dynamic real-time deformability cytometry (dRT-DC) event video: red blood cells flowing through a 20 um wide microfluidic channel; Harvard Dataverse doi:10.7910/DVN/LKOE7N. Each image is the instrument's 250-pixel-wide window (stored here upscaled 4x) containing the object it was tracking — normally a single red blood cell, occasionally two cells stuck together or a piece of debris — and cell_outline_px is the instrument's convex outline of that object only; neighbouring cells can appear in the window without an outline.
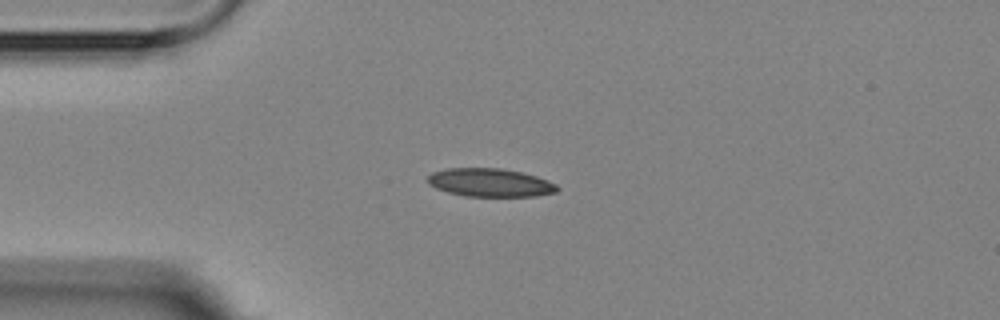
{"species": "Egyptian fruit bat (a non-hibernating species)", "species_latin": "Rousettus aegyptiacus", "temperature_condition": "room temperature", "stored_images_in_passage": 3, "camera_frame_rate_fps": 3000, "um_per_image_px": 0.085, "animal": {"sex": "female"}, "frame": {"image": 1, "passage_image": 3, "time_ms": 2.333, "image_size_px": [1000, 320], "cell_outline_px": [[560, 188], [556, 192], [536, 196], [464, 196], [448, 192], [436, 188], [428, 184], [428, 176], [432, 172], [444, 168], [500, 168], [520, 172], [536, 176], [548, 180], [556, 184]], "centroid_in_image_um": [41.65, 15.52], "position_along_channel_um": 43.3, "area_um2": 21.39}}